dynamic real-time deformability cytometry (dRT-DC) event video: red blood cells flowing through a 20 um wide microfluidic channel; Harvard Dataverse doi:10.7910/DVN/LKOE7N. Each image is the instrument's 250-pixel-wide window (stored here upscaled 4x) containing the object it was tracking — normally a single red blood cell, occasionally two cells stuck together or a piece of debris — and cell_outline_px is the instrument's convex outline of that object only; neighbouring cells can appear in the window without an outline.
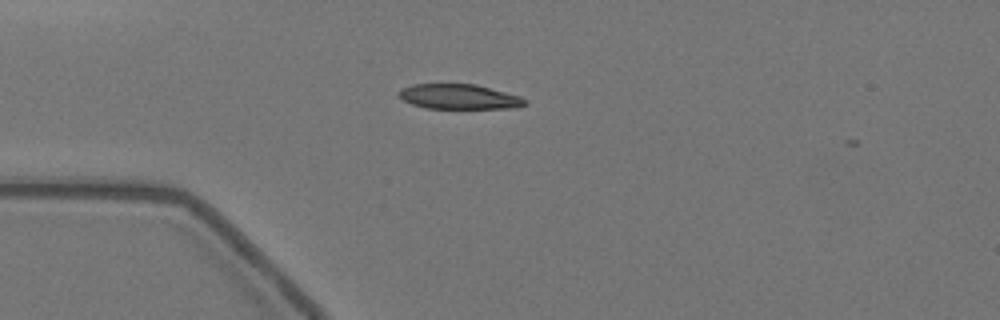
{"species": "Egyptian fruit bat (a non-hibernating species)", "species_latin": "Rousettus aegyptiacus", "temperature_condition": "warm", "stored_images_in_passage": 3, "camera_frame_rate_fps": 3000, "um_per_image_px": 0.085, "animal": {"sex": "female"}, "frame": {"image": 1, "passage_image": 1, "time_ms": 0.0, "image_size_px": [1000, 320], "cell_outline_px": [[528, 104], [516, 108], [424, 108], [412, 104], [396, 96], [396, 92], [412, 84], [476, 84], [520, 96], [528, 100]], "centroid_in_image_um": [39.03, 8.22], "position_along_channel_um": 46.0, "area_um2": 18.44}}